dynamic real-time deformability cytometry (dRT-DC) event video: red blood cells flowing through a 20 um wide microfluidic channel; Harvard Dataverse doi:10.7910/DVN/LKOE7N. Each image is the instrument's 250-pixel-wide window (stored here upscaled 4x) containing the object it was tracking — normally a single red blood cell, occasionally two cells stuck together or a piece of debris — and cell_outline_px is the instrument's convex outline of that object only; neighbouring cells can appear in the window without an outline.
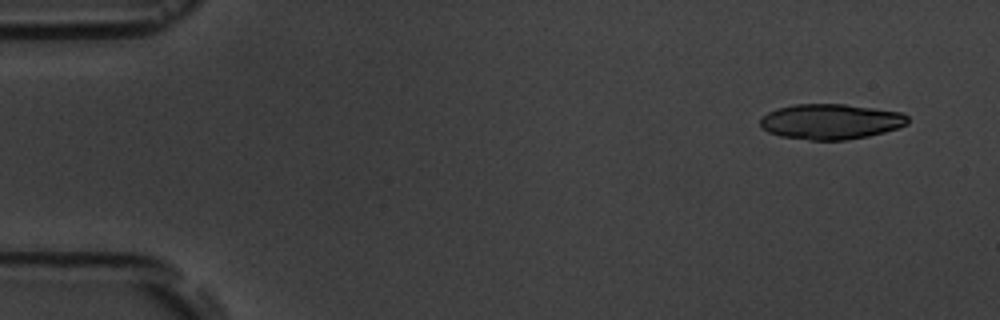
{"species": "common noctule bat (a hibernating species)", "species_latin": "Nyctalus noctula", "temperature_condition": "room temperature", "stored_images_in_passage": 6, "camera_frame_rate_fps": 3000, "um_per_image_px": 0.085, "animal": {"sex": "male", "body_mass_g": 19.5, "forearm_length_mm": 54.6}, "frame": {"image": 1, "passage_image": 1, "time_ms": 0.0, "image_size_px": [1000, 320], "cell_outline_px": [[908, 124], [884, 132], [868, 136], [844, 140], [808, 140], [780, 136], [768, 132], [760, 128], [760, 120], [768, 112], [776, 108], [796, 104], [844, 104], [900, 112], [908, 116]], "centroid_in_image_um": [70.58, 10.34], "position_along_channel_um": 14.4, "area_um2": 30.35}}